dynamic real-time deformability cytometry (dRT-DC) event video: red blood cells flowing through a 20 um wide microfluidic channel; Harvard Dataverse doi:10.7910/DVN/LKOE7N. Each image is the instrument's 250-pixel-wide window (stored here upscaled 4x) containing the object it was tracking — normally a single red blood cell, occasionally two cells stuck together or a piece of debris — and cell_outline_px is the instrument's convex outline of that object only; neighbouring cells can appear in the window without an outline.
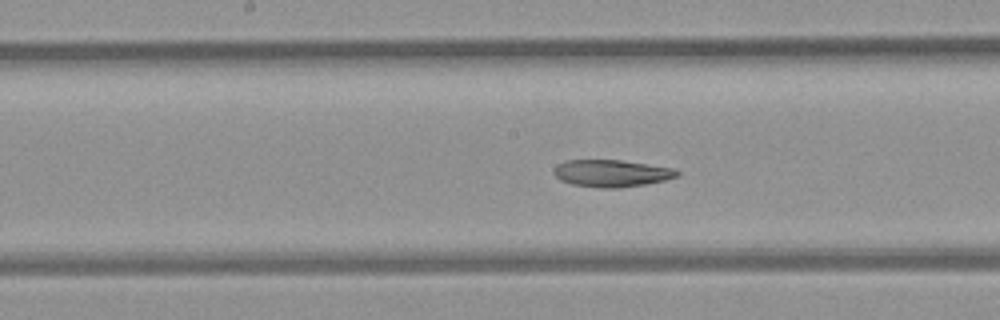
{"species": "common noctule bat (a hibernating species)", "species_latin": "Nyctalus noctula", "temperature_condition": "room temperature", "stored_images_in_passage": 28, "camera_frame_rate_fps": 3000, "um_per_image_px": 0.085, "animal": {"sex": "female", "body_mass_g": 21.9}, "frame": {"image": 1, "passage_image": 13, "time_ms": 4.0, "image_size_px": [1000, 320], "cell_outline_px": [[676, 176], [660, 180], [640, 184], [576, 184], [564, 180], [556, 176], [556, 168], [560, 164], [572, 160], [616, 160], [644, 164], [668, 168], [676, 172]], "centroid_in_image_um": [51.94, 14.65], "position_along_channel_um": 196.3, "area_um2": 16.94}}
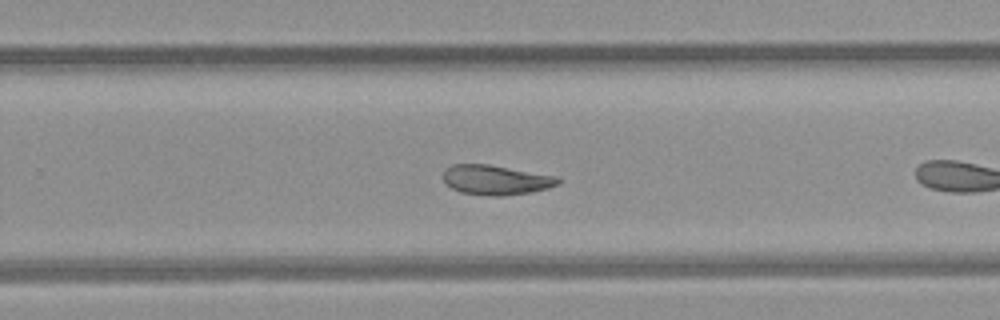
{"frame": {"image": 2, "passage_image": 20, "time_ms": 6.333, "image_size_px": [1000, 320], "cell_outline_px": [[560, 180], [556, 184], [544, 188], [528, 192], [464, 192], [452, 188], [444, 180], [444, 172], [448, 168], [456, 164], [488, 164], [548, 176]], "centroid_in_image_um": [42.03, 15.23], "position_along_channel_um": 287.8, "area_um2": 17.69}}
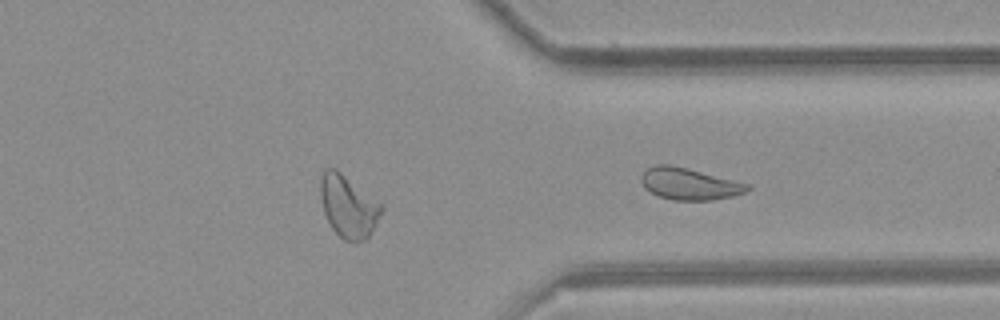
{"frame": {"image": 3, "passage_image": 28, "time_ms": 9.0, "image_size_px": [1000, 320], "cell_outline_px": [[748, 188], [744, 192], [728, 196], [708, 200], [676, 200], [660, 196], [652, 192], [644, 184], [644, 172], [648, 168], [684, 168], [748, 184]], "centroid_in_image_um": [58.65, 15.68], "position_along_channel_um": 352.7, "area_um2": 17.74}}